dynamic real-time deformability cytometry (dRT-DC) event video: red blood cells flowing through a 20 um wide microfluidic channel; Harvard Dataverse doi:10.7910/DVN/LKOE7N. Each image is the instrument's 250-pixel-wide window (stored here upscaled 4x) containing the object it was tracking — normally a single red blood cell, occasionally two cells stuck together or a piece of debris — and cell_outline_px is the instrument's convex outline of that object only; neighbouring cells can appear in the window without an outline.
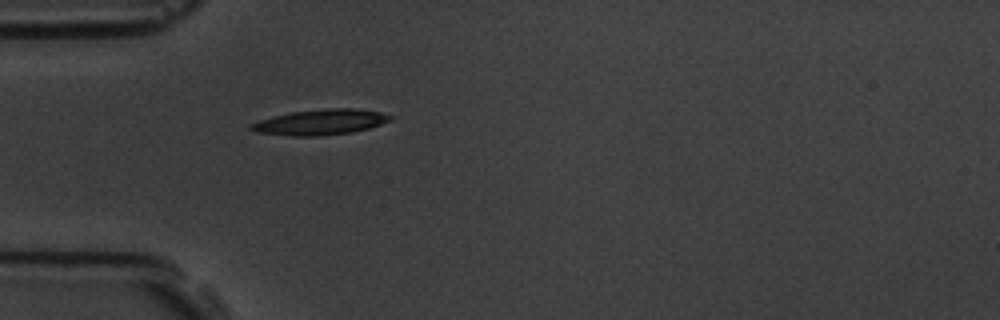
{"species": "common noctule bat (a hibernating species)", "species_latin": "Nyctalus noctula", "temperature_condition": "room temperature", "stored_images_in_passage": 2, "camera_frame_rate_fps": 3000, "um_per_image_px": 0.085, "animal": {"sex": "male", "body_mass_g": 19.5, "forearm_length_mm": 54.6}, "frame": {"image": 1, "passage_image": 2, "time_ms": 1.0, "image_size_px": [1000, 320], "cell_outline_px": [[392, 120], [368, 128], [352, 132], [320, 136], [292, 136], [256, 132], [248, 128], [248, 124], [272, 116], [292, 112], [324, 108], [352, 108], [380, 112], [392, 116]], "centroid_in_image_um": [27.2, 10.38], "position_along_channel_um": 57.8, "area_um2": 20.69}}